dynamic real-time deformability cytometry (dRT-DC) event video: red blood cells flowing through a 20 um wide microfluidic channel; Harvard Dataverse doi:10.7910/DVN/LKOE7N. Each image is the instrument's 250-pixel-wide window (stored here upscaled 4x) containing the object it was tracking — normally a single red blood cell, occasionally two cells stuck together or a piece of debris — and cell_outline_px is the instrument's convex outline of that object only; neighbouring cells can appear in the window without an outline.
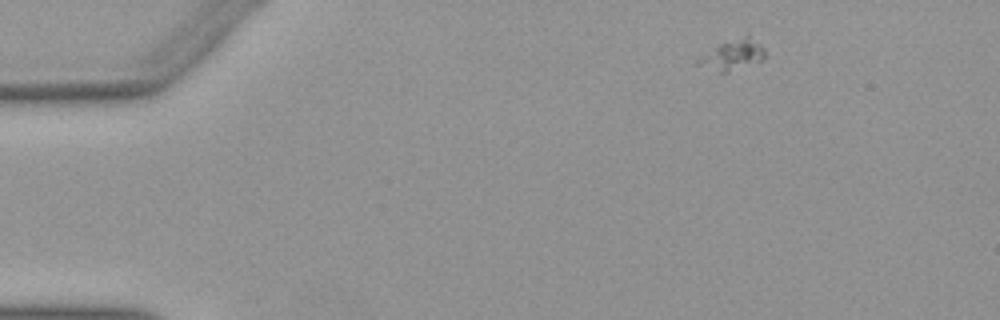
{"species": "Egyptian fruit bat (a non-hibernating species)", "species_latin": "Rousettus aegyptiacus", "temperature_condition": "warm", "stored_images_in_passage": 48, "camera_frame_rate_fps": 3000, "um_per_image_px": 0.085, "animal": {"sex": "female"}, "frame": {"image": 1, "passage_image": 1, "time_ms": 0.0, "image_size_px": [1000, 320], "cell_outline_px": [[764, 60], [728, 72], [720, 72], [696, 64], [696, 60], [700, 56], [720, 44], [748, 36], [760, 44], [764, 48]], "centroid_in_image_um": [62.27, 4.7], "position_along_channel_um": 22.7, "area_um2": 11.33}}
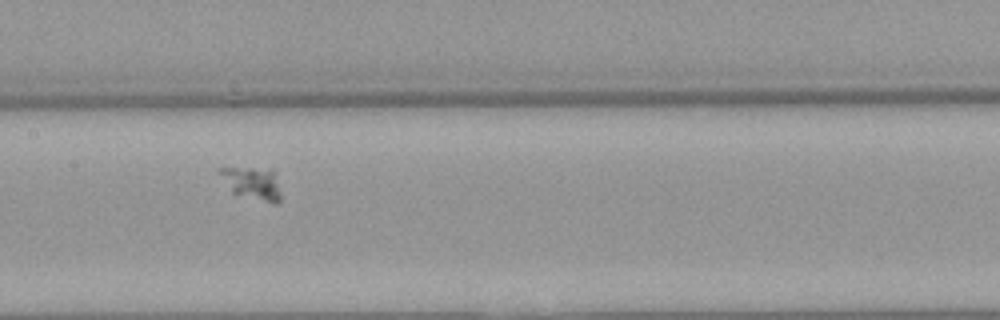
{"frame": {"image": 2, "passage_image": 21, "time_ms": 6.667, "image_size_px": [1000, 320], "cell_outline_px": [[280, 200], [276, 204], [232, 192], [216, 172], [216, 168], [272, 168], [280, 192]], "centroid_in_image_um": [21.41, 15.54], "position_along_channel_um": 186.0, "area_um2": 11.44}}
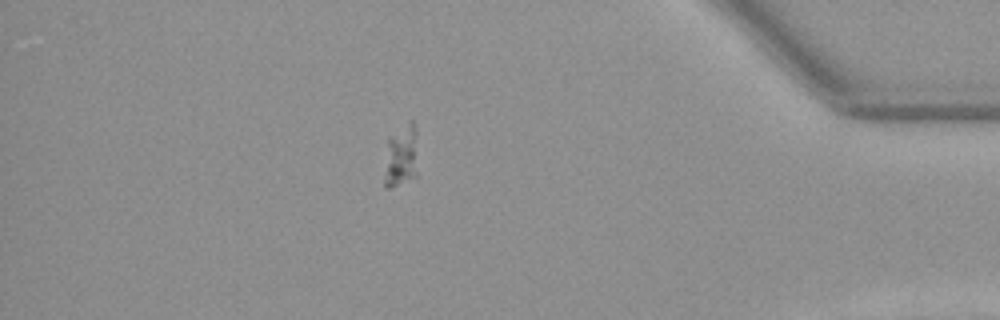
{"frame": {"image": 3, "passage_image": 41, "time_ms": 13.333, "image_size_px": [1000, 320], "cell_outline_px": [[420, 176], [388, 188], [384, 188], [384, 180], [388, 140], [408, 120], [412, 120], [416, 128]], "centroid_in_image_um": [34.19, 13.29], "position_along_channel_um": 401.0, "area_um2": 12.66}}